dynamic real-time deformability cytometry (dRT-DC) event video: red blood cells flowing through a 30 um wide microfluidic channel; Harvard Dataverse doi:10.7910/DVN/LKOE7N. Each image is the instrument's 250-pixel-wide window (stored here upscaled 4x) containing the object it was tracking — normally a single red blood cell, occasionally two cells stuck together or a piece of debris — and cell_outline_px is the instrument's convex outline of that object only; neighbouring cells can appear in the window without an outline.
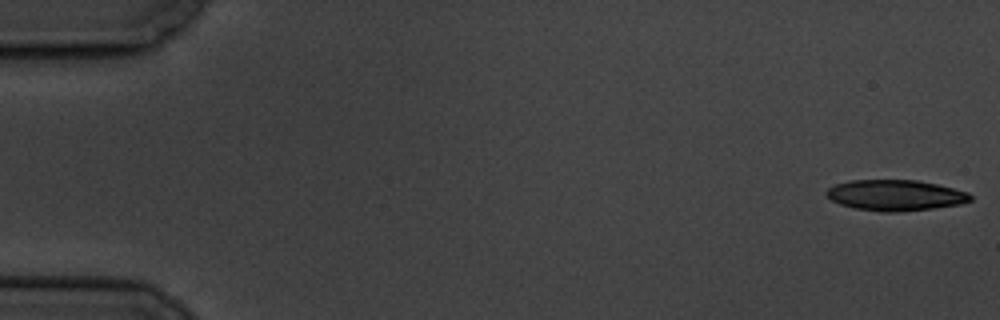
{"species": "common noctule bat (a hibernating species)", "species_latin": "Nyctalus noctula", "temperature_condition": "cold", "stored_images_in_passage": 7, "camera_frame_rate_fps": 3000, "um_per_image_px": 0.085, "animal": {"sex": "male", "body_mass_g": 19.5, "forearm_length_mm": 54.6}, "frame": {"image": 1, "passage_image": 1, "time_ms": 0.0, "image_size_px": [1000, 320], "cell_outline_px": [[972, 200], [960, 204], [932, 208], [896, 212], [880, 212], [852, 208], [840, 204], [832, 200], [824, 192], [828, 188], [836, 184], [852, 180], [916, 180], [936, 184], [968, 192], [972, 196]], "centroid_in_image_um": [76.09, 16.6], "position_along_channel_um": 8.9, "area_um2": 25.78}}
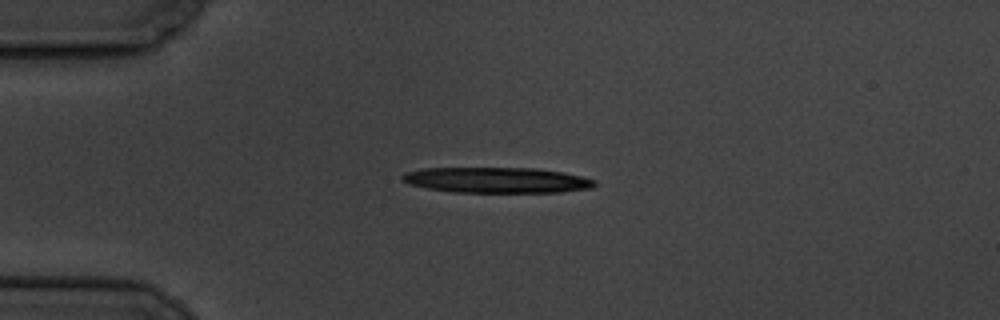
{"frame": {"image": 2, "passage_image": 5, "time_ms": 4.333, "image_size_px": [1000, 320], "cell_outline_px": [[596, 184], [592, 188], [560, 192], [452, 192], [428, 188], [408, 184], [400, 176], [404, 172], [424, 168], [536, 168], [564, 172], [596, 180]], "centroid_in_image_um": [42.22, 15.3], "position_along_channel_um": 42.8, "area_um2": 28.73}}